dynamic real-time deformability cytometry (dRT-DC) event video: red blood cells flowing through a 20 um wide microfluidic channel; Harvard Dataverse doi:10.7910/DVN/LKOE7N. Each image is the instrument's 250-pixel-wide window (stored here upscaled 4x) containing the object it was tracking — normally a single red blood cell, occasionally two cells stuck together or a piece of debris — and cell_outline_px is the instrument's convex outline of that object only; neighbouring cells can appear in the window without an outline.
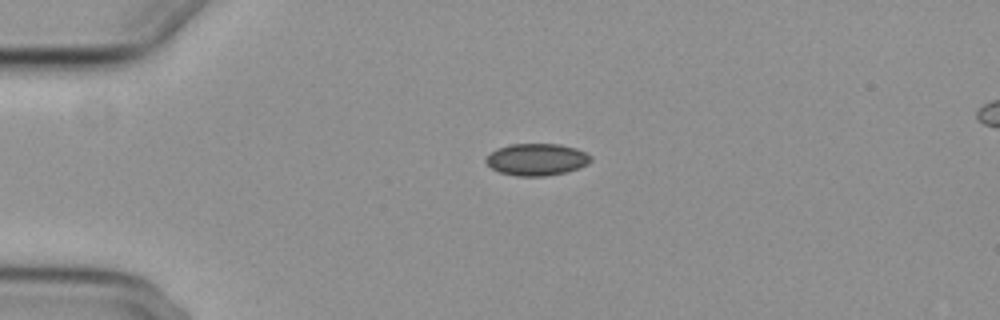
{"species": "common noctule bat (a hibernating species)", "species_latin": "Nyctalus noctula", "temperature_condition": "cold", "stored_images_in_passage": 3, "segment_of_instrument_passage": [1, 2], "camera_frame_rate_fps": 3000, "um_per_image_px": 0.085, "animal": {"sex": "female", "body_mass_g": 29.2, "forearm_length_mm": 56.3}, "frame": {"image": 1, "passage_image": 1, "time_ms": 0.0, "image_size_px": [1000, 320], "cell_outline_px": [[592, 160], [588, 164], [580, 168], [564, 172], [544, 176], [516, 176], [500, 172], [492, 168], [484, 160], [492, 152], [500, 148], [512, 144], [560, 144], [576, 148], [592, 156]], "centroid_in_image_um": [45.66, 13.56], "position_along_channel_um": 39.3, "area_um2": 19.36}}